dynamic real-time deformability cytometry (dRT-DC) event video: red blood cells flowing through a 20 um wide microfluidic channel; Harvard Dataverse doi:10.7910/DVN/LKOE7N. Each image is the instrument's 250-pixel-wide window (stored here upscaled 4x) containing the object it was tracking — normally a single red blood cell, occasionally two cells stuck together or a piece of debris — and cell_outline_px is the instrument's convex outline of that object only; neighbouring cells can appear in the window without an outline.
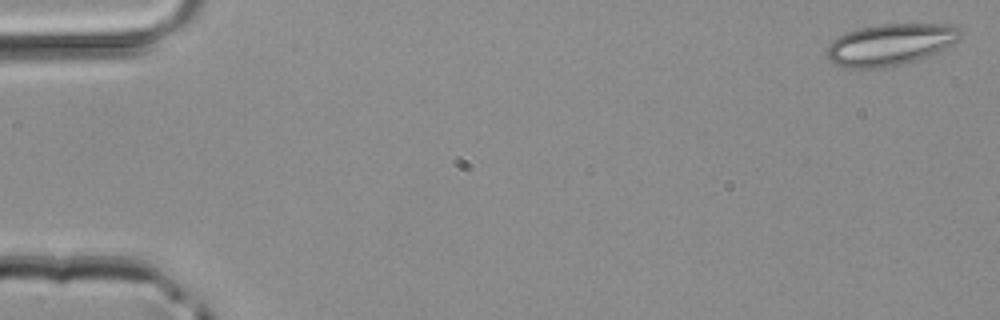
{"species": "common noctule bat (a hibernating species)", "species_latin": "Nyctalus noctula", "temperature_condition": "room temperature", "stored_images_in_passage": 4, "camera_frame_rate_fps": 3000, "um_per_image_px": 0.085, "animal": {"sex": "male", "body_mass_g": 20.4}, "frame": {"image": 1, "passage_image": 1, "time_ms": 0.0, "image_size_px": [1000, 320], "cell_outline_px": [[964, 32], [960, 40], [928, 56], [916, 60], [900, 64], [876, 68], [848, 68], [836, 64], [828, 60], [828, 44], [832, 40], [848, 32], [860, 28], [880, 24], [952, 24], [960, 28]], "centroid_in_image_um": [75.72, 3.77], "position_along_channel_um": 9.3, "area_um2": 32.25}}
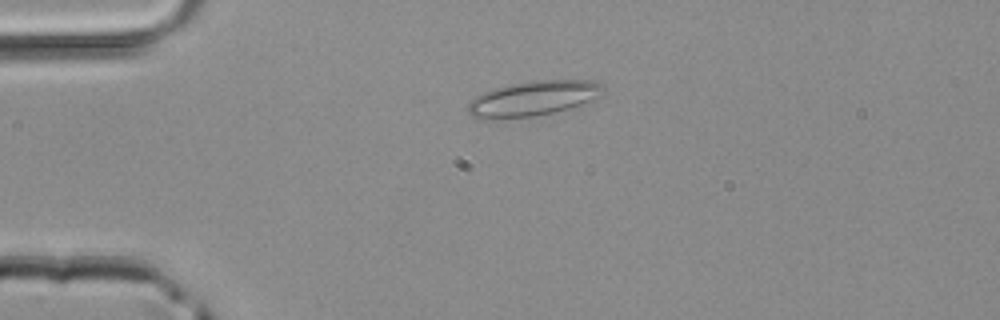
{"frame": {"image": 2, "passage_image": 4, "time_ms": 1.0, "image_size_px": [1000, 320], "cell_outline_px": [[604, 92], [580, 104], [568, 108], [552, 112], [532, 116], [492, 120], [484, 120], [472, 116], [468, 112], [468, 104], [476, 96], [484, 92], [496, 88], [512, 84], [532, 80], [588, 80], [604, 84]], "centroid_in_image_um": [45.27, 8.37], "position_along_channel_um": 39.7, "area_um2": 27.28}}